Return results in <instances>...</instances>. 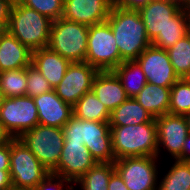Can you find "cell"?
<instances>
[{
    "label": "cell",
    "instance_id": "cell-14",
    "mask_svg": "<svg viewBox=\"0 0 190 190\" xmlns=\"http://www.w3.org/2000/svg\"><path fill=\"white\" fill-rule=\"evenodd\" d=\"M149 83L172 87L179 79L170 62L167 50L150 45L135 60Z\"/></svg>",
    "mask_w": 190,
    "mask_h": 190
},
{
    "label": "cell",
    "instance_id": "cell-32",
    "mask_svg": "<svg viewBox=\"0 0 190 190\" xmlns=\"http://www.w3.org/2000/svg\"><path fill=\"white\" fill-rule=\"evenodd\" d=\"M26 84V96L32 98L54 90L48 80L32 64L27 66Z\"/></svg>",
    "mask_w": 190,
    "mask_h": 190
},
{
    "label": "cell",
    "instance_id": "cell-31",
    "mask_svg": "<svg viewBox=\"0 0 190 190\" xmlns=\"http://www.w3.org/2000/svg\"><path fill=\"white\" fill-rule=\"evenodd\" d=\"M22 5L36 10L38 13L58 20L63 15L64 0H18Z\"/></svg>",
    "mask_w": 190,
    "mask_h": 190
},
{
    "label": "cell",
    "instance_id": "cell-20",
    "mask_svg": "<svg viewBox=\"0 0 190 190\" xmlns=\"http://www.w3.org/2000/svg\"><path fill=\"white\" fill-rule=\"evenodd\" d=\"M31 60L32 51L6 30L0 39V72L27 67Z\"/></svg>",
    "mask_w": 190,
    "mask_h": 190
},
{
    "label": "cell",
    "instance_id": "cell-33",
    "mask_svg": "<svg viewBox=\"0 0 190 190\" xmlns=\"http://www.w3.org/2000/svg\"><path fill=\"white\" fill-rule=\"evenodd\" d=\"M35 190H75V184L61 176L49 173Z\"/></svg>",
    "mask_w": 190,
    "mask_h": 190
},
{
    "label": "cell",
    "instance_id": "cell-7",
    "mask_svg": "<svg viewBox=\"0 0 190 190\" xmlns=\"http://www.w3.org/2000/svg\"><path fill=\"white\" fill-rule=\"evenodd\" d=\"M18 139L50 173L57 168L64 144L62 128L38 124L24 132Z\"/></svg>",
    "mask_w": 190,
    "mask_h": 190
},
{
    "label": "cell",
    "instance_id": "cell-4",
    "mask_svg": "<svg viewBox=\"0 0 190 190\" xmlns=\"http://www.w3.org/2000/svg\"><path fill=\"white\" fill-rule=\"evenodd\" d=\"M53 21L14 1L7 30L30 51L48 47Z\"/></svg>",
    "mask_w": 190,
    "mask_h": 190
},
{
    "label": "cell",
    "instance_id": "cell-28",
    "mask_svg": "<svg viewBox=\"0 0 190 190\" xmlns=\"http://www.w3.org/2000/svg\"><path fill=\"white\" fill-rule=\"evenodd\" d=\"M179 78H190V32L167 50Z\"/></svg>",
    "mask_w": 190,
    "mask_h": 190
},
{
    "label": "cell",
    "instance_id": "cell-29",
    "mask_svg": "<svg viewBox=\"0 0 190 190\" xmlns=\"http://www.w3.org/2000/svg\"><path fill=\"white\" fill-rule=\"evenodd\" d=\"M190 112V78H179L171 87L168 113L186 115Z\"/></svg>",
    "mask_w": 190,
    "mask_h": 190
},
{
    "label": "cell",
    "instance_id": "cell-42",
    "mask_svg": "<svg viewBox=\"0 0 190 190\" xmlns=\"http://www.w3.org/2000/svg\"><path fill=\"white\" fill-rule=\"evenodd\" d=\"M187 122H188V127H189V133H190V112L185 115Z\"/></svg>",
    "mask_w": 190,
    "mask_h": 190
},
{
    "label": "cell",
    "instance_id": "cell-43",
    "mask_svg": "<svg viewBox=\"0 0 190 190\" xmlns=\"http://www.w3.org/2000/svg\"><path fill=\"white\" fill-rule=\"evenodd\" d=\"M7 29L0 28V39L2 37V34L6 31Z\"/></svg>",
    "mask_w": 190,
    "mask_h": 190
},
{
    "label": "cell",
    "instance_id": "cell-15",
    "mask_svg": "<svg viewBox=\"0 0 190 190\" xmlns=\"http://www.w3.org/2000/svg\"><path fill=\"white\" fill-rule=\"evenodd\" d=\"M96 163L84 143L64 142L57 168L52 174L75 183Z\"/></svg>",
    "mask_w": 190,
    "mask_h": 190
},
{
    "label": "cell",
    "instance_id": "cell-12",
    "mask_svg": "<svg viewBox=\"0 0 190 190\" xmlns=\"http://www.w3.org/2000/svg\"><path fill=\"white\" fill-rule=\"evenodd\" d=\"M155 122L158 134L157 157L163 161L166 153L170 160L182 161L184 142L190 134L185 115L166 113L156 117Z\"/></svg>",
    "mask_w": 190,
    "mask_h": 190
},
{
    "label": "cell",
    "instance_id": "cell-3",
    "mask_svg": "<svg viewBox=\"0 0 190 190\" xmlns=\"http://www.w3.org/2000/svg\"><path fill=\"white\" fill-rule=\"evenodd\" d=\"M110 131L115 160L126 157L157 156L156 122L110 126Z\"/></svg>",
    "mask_w": 190,
    "mask_h": 190
},
{
    "label": "cell",
    "instance_id": "cell-22",
    "mask_svg": "<svg viewBox=\"0 0 190 190\" xmlns=\"http://www.w3.org/2000/svg\"><path fill=\"white\" fill-rule=\"evenodd\" d=\"M146 122H155V118L135 98H128L115 108L109 119L110 126L138 125Z\"/></svg>",
    "mask_w": 190,
    "mask_h": 190
},
{
    "label": "cell",
    "instance_id": "cell-21",
    "mask_svg": "<svg viewBox=\"0 0 190 190\" xmlns=\"http://www.w3.org/2000/svg\"><path fill=\"white\" fill-rule=\"evenodd\" d=\"M171 87H162L147 82L134 97L154 118L168 113Z\"/></svg>",
    "mask_w": 190,
    "mask_h": 190
},
{
    "label": "cell",
    "instance_id": "cell-39",
    "mask_svg": "<svg viewBox=\"0 0 190 190\" xmlns=\"http://www.w3.org/2000/svg\"><path fill=\"white\" fill-rule=\"evenodd\" d=\"M14 138L0 123V146L9 144Z\"/></svg>",
    "mask_w": 190,
    "mask_h": 190
},
{
    "label": "cell",
    "instance_id": "cell-36",
    "mask_svg": "<svg viewBox=\"0 0 190 190\" xmlns=\"http://www.w3.org/2000/svg\"><path fill=\"white\" fill-rule=\"evenodd\" d=\"M0 170H10V143L0 146Z\"/></svg>",
    "mask_w": 190,
    "mask_h": 190
},
{
    "label": "cell",
    "instance_id": "cell-11",
    "mask_svg": "<svg viewBox=\"0 0 190 190\" xmlns=\"http://www.w3.org/2000/svg\"><path fill=\"white\" fill-rule=\"evenodd\" d=\"M0 123L13 138H19L24 132L38 125V110L33 98L30 96L3 98Z\"/></svg>",
    "mask_w": 190,
    "mask_h": 190
},
{
    "label": "cell",
    "instance_id": "cell-10",
    "mask_svg": "<svg viewBox=\"0 0 190 190\" xmlns=\"http://www.w3.org/2000/svg\"><path fill=\"white\" fill-rule=\"evenodd\" d=\"M139 13L150 41L168 26L190 24L188 7L176 0L152 1L141 8Z\"/></svg>",
    "mask_w": 190,
    "mask_h": 190
},
{
    "label": "cell",
    "instance_id": "cell-19",
    "mask_svg": "<svg viewBox=\"0 0 190 190\" xmlns=\"http://www.w3.org/2000/svg\"><path fill=\"white\" fill-rule=\"evenodd\" d=\"M70 63L68 59L63 58L49 47L32 52L31 64L48 80L53 89L63 79Z\"/></svg>",
    "mask_w": 190,
    "mask_h": 190
},
{
    "label": "cell",
    "instance_id": "cell-34",
    "mask_svg": "<svg viewBox=\"0 0 190 190\" xmlns=\"http://www.w3.org/2000/svg\"><path fill=\"white\" fill-rule=\"evenodd\" d=\"M15 0H0V28L7 29Z\"/></svg>",
    "mask_w": 190,
    "mask_h": 190
},
{
    "label": "cell",
    "instance_id": "cell-18",
    "mask_svg": "<svg viewBox=\"0 0 190 190\" xmlns=\"http://www.w3.org/2000/svg\"><path fill=\"white\" fill-rule=\"evenodd\" d=\"M92 91L110 112L129 98L113 71H99L93 81Z\"/></svg>",
    "mask_w": 190,
    "mask_h": 190
},
{
    "label": "cell",
    "instance_id": "cell-24",
    "mask_svg": "<svg viewBox=\"0 0 190 190\" xmlns=\"http://www.w3.org/2000/svg\"><path fill=\"white\" fill-rule=\"evenodd\" d=\"M111 112L93 91L85 93L74 105L73 115L81 120L109 122Z\"/></svg>",
    "mask_w": 190,
    "mask_h": 190
},
{
    "label": "cell",
    "instance_id": "cell-23",
    "mask_svg": "<svg viewBox=\"0 0 190 190\" xmlns=\"http://www.w3.org/2000/svg\"><path fill=\"white\" fill-rule=\"evenodd\" d=\"M168 167L160 168L157 190H190V162L173 160Z\"/></svg>",
    "mask_w": 190,
    "mask_h": 190
},
{
    "label": "cell",
    "instance_id": "cell-17",
    "mask_svg": "<svg viewBox=\"0 0 190 190\" xmlns=\"http://www.w3.org/2000/svg\"><path fill=\"white\" fill-rule=\"evenodd\" d=\"M39 124L62 128L73 116V106L64 102L55 90L33 97Z\"/></svg>",
    "mask_w": 190,
    "mask_h": 190
},
{
    "label": "cell",
    "instance_id": "cell-30",
    "mask_svg": "<svg viewBox=\"0 0 190 190\" xmlns=\"http://www.w3.org/2000/svg\"><path fill=\"white\" fill-rule=\"evenodd\" d=\"M190 32V24L168 26L151 41L159 49L168 50Z\"/></svg>",
    "mask_w": 190,
    "mask_h": 190
},
{
    "label": "cell",
    "instance_id": "cell-6",
    "mask_svg": "<svg viewBox=\"0 0 190 190\" xmlns=\"http://www.w3.org/2000/svg\"><path fill=\"white\" fill-rule=\"evenodd\" d=\"M10 177L12 188L35 190L50 173L18 138L10 142Z\"/></svg>",
    "mask_w": 190,
    "mask_h": 190
},
{
    "label": "cell",
    "instance_id": "cell-8",
    "mask_svg": "<svg viewBox=\"0 0 190 190\" xmlns=\"http://www.w3.org/2000/svg\"><path fill=\"white\" fill-rule=\"evenodd\" d=\"M85 62L99 71H113L123 62L107 21L89 26Z\"/></svg>",
    "mask_w": 190,
    "mask_h": 190
},
{
    "label": "cell",
    "instance_id": "cell-35",
    "mask_svg": "<svg viewBox=\"0 0 190 190\" xmlns=\"http://www.w3.org/2000/svg\"><path fill=\"white\" fill-rule=\"evenodd\" d=\"M152 1L155 0H113V5L127 10L139 11Z\"/></svg>",
    "mask_w": 190,
    "mask_h": 190
},
{
    "label": "cell",
    "instance_id": "cell-5",
    "mask_svg": "<svg viewBox=\"0 0 190 190\" xmlns=\"http://www.w3.org/2000/svg\"><path fill=\"white\" fill-rule=\"evenodd\" d=\"M89 26L63 17L53 21L48 47L70 62H85Z\"/></svg>",
    "mask_w": 190,
    "mask_h": 190
},
{
    "label": "cell",
    "instance_id": "cell-13",
    "mask_svg": "<svg viewBox=\"0 0 190 190\" xmlns=\"http://www.w3.org/2000/svg\"><path fill=\"white\" fill-rule=\"evenodd\" d=\"M98 72L99 70L89 63L71 62L54 90L64 102L73 106L85 93L92 91Z\"/></svg>",
    "mask_w": 190,
    "mask_h": 190
},
{
    "label": "cell",
    "instance_id": "cell-40",
    "mask_svg": "<svg viewBox=\"0 0 190 190\" xmlns=\"http://www.w3.org/2000/svg\"><path fill=\"white\" fill-rule=\"evenodd\" d=\"M182 162H190V134L187 136L183 150H182Z\"/></svg>",
    "mask_w": 190,
    "mask_h": 190
},
{
    "label": "cell",
    "instance_id": "cell-44",
    "mask_svg": "<svg viewBox=\"0 0 190 190\" xmlns=\"http://www.w3.org/2000/svg\"><path fill=\"white\" fill-rule=\"evenodd\" d=\"M3 95L1 94V92H0V109H1V105H2V101H3Z\"/></svg>",
    "mask_w": 190,
    "mask_h": 190
},
{
    "label": "cell",
    "instance_id": "cell-27",
    "mask_svg": "<svg viewBox=\"0 0 190 190\" xmlns=\"http://www.w3.org/2000/svg\"><path fill=\"white\" fill-rule=\"evenodd\" d=\"M27 67L0 72V92L4 98L26 96Z\"/></svg>",
    "mask_w": 190,
    "mask_h": 190
},
{
    "label": "cell",
    "instance_id": "cell-2",
    "mask_svg": "<svg viewBox=\"0 0 190 190\" xmlns=\"http://www.w3.org/2000/svg\"><path fill=\"white\" fill-rule=\"evenodd\" d=\"M62 129L64 142L84 143L97 162L115 161L109 122L81 120L73 115Z\"/></svg>",
    "mask_w": 190,
    "mask_h": 190
},
{
    "label": "cell",
    "instance_id": "cell-1",
    "mask_svg": "<svg viewBox=\"0 0 190 190\" xmlns=\"http://www.w3.org/2000/svg\"><path fill=\"white\" fill-rule=\"evenodd\" d=\"M106 21L111 27L123 61L136 60L152 45L139 11L113 5Z\"/></svg>",
    "mask_w": 190,
    "mask_h": 190
},
{
    "label": "cell",
    "instance_id": "cell-9",
    "mask_svg": "<svg viewBox=\"0 0 190 190\" xmlns=\"http://www.w3.org/2000/svg\"><path fill=\"white\" fill-rule=\"evenodd\" d=\"M161 164L157 156L126 157L115 160L114 168L129 190H157Z\"/></svg>",
    "mask_w": 190,
    "mask_h": 190
},
{
    "label": "cell",
    "instance_id": "cell-41",
    "mask_svg": "<svg viewBox=\"0 0 190 190\" xmlns=\"http://www.w3.org/2000/svg\"><path fill=\"white\" fill-rule=\"evenodd\" d=\"M176 1L180 2L184 6L190 5V0H176Z\"/></svg>",
    "mask_w": 190,
    "mask_h": 190
},
{
    "label": "cell",
    "instance_id": "cell-16",
    "mask_svg": "<svg viewBox=\"0 0 190 190\" xmlns=\"http://www.w3.org/2000/svg\"><path fill=\"white\" fill-rule=\"evenodd\" d=\"M113 0H64L62 17L86 26L106 22Z\"/></svg>",
    "mask_w": 190,
    "mask_h": 190
},
{
    "label": "cell",
    "instance_id": "cell-25",
    "mask_svg": "<svg viewBox=\"0 0 190 190\" xmlns=\"http://www.w3.org/2000/svg\"><path fill=\"white\" fill-rule=\"evenodd\" d=\"M113 72L129 98H134L147 83L144 72L135 60L123 61Z\"/></svg>",
    "mask_w": 190,
    "mask_h": 190
},
{
    "label": "cell",
    "instance_id": "cell-26",
    "mask_svg": "<svg viewBox=\"0 0 190 190\" xmlns=\"http://www.w3.org/2000/svg\"><path fill=\"white\" fill-rule=\"evenodd\" d=\"M114 172V162H97L74 183L75 190H108L109 179Z\"/></svg>",
    "mask_w": 190,
    "mask_h": 190
},
{
    "label": "cell",
    "instance_id": "cell-37",
    "mask_svg": "<svg viewBox=\"0 0 190 190\" xmlns=\"http://www.w3.org/2000/svg\"><path fill=\"white\" fill-rule=\"evenodd\" d=\"M108 190H129V189L124 184V181L119 176V174L115 171L109 179Z\"/></svg>",
    "mask_w": 190,
    "mask_h": 190
},
{
    "label": "cell",
    "instance_id": "cell-38",
    "mask_svg": "<svg viewBox=\"0 0 190 190\" xmlns=\"http://www.w3.org/2000/svg\"><path fill=\"white\" fill-rule=\"evenodd\" d=\"M12 181L9 170H0V190H11Z\"/></svg>",
    "mask_w": 190,
    "mask_h": 190
}]
</instances>
